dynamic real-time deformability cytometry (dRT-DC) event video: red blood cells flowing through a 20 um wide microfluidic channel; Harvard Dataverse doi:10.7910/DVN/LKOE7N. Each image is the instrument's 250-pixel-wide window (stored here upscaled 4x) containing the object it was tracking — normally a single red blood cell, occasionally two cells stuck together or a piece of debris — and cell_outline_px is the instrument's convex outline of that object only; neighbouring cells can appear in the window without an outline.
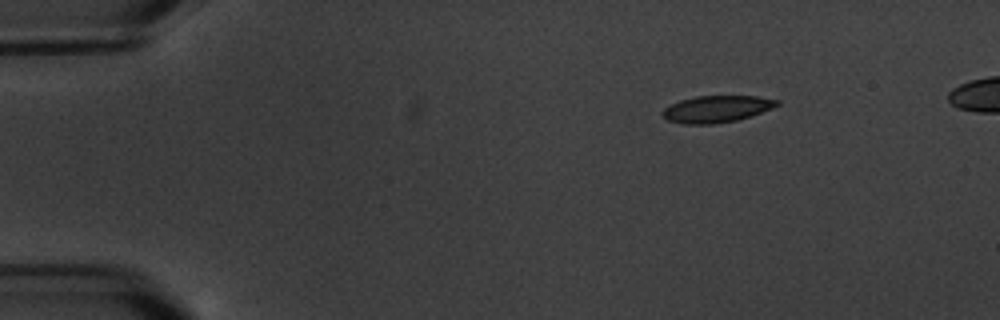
{"species": "common noctule bat (a hibernating species)", "species_latin": "Nyctalus noctula", "temperature_condition": "warm", "stored_images_in_passage": 8, "camera_frame_rate_fps": 3000, "um_per_image_px": 0.085, "animal": {"sex": "male", "body_mass_g": 20.1, "forearm_length_mm": 53.5}, "frame": {"image": 1, "passage_image": 1, "time_ms": 0.0, "image_size_px": [1000, 320], "cell_outline_px": [[780, 104], [772, 108], [736, 120], [712, 124], [684, 124], [668, 120], [660, 112], [664, 108], [680, 100], [696, 96], [756, 96], [780, 100]], "centroid_in_image_um": [60.9, 9.26], "position_along_channel_um": 24.1, "area_um2": 17.69}}
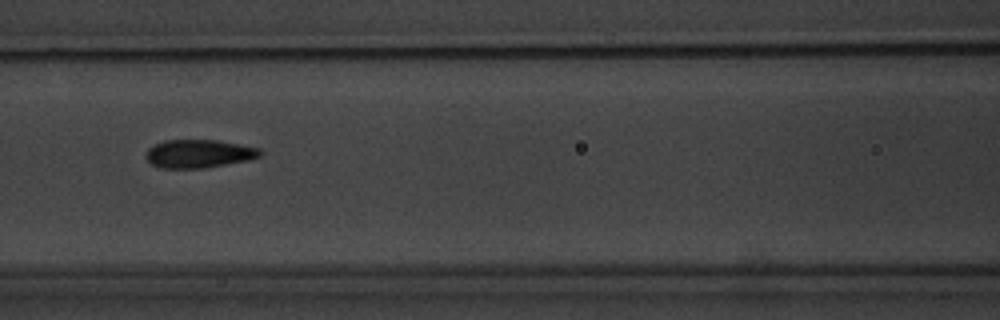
{"frame": {"image": 2, "passage_image": 6, "time_ms": 6.0, "image_size_px": [1000, 320], "cell_outline_px": [[264, 152], [260, 156], [248, 160], [204, 168], [160, 168], [152, 164], [144, 156], [148, 148], [164, 140], [216, 140], [240, 144], [260, 148]], "centroid_in_image_um": [16.91, 13.06], "position_along_channel_um": 149.7, "area_um2": 18.84}}
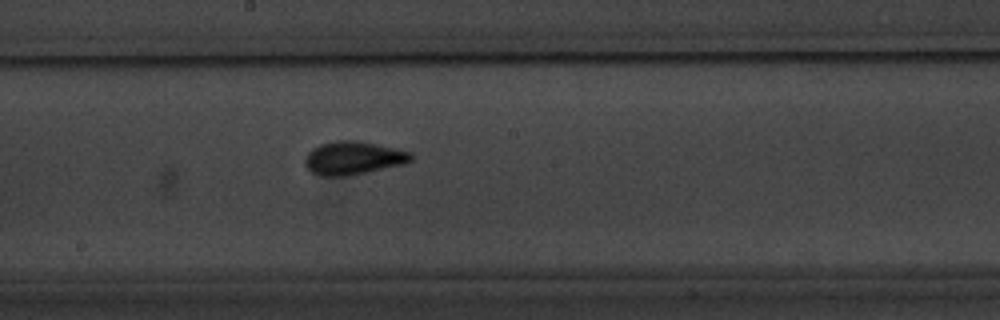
{"frame": {"image": 3, "passage_image": 8, "time_ms": 8.0, "image_size_px": [1000, 320], "cell_outline_px": [[412, 160], [404, 164], [348, 176], [320, 176], [312, 172], [304, 164], [304, 160], [308, 152], [312, 148], [320, 144], [336, 140], [360, 140], [412, 152]], "centroid_in_image_um": [30.02, 13.42], "position_along_channel_um": 218.2, "area_um2": 20.69}}